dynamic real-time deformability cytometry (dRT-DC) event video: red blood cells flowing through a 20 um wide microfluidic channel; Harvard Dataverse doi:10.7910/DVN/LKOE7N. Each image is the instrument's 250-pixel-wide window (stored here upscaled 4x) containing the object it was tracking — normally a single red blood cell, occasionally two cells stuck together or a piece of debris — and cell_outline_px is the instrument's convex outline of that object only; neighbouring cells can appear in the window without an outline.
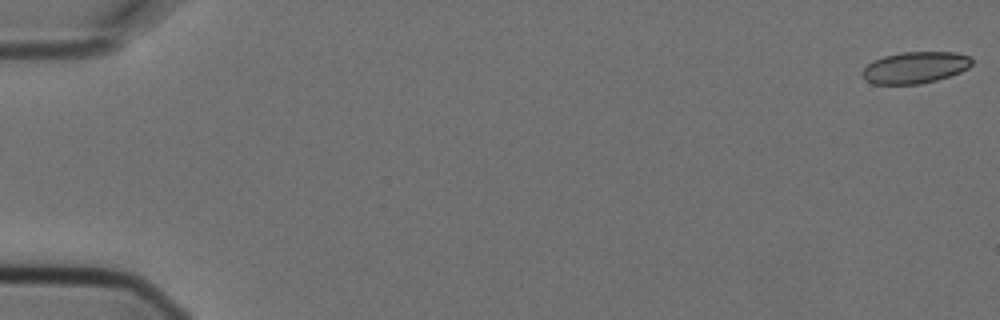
{"species": "Egyptian fruit bat (a non-hibernating species)", "species_latin": "Rousettus aegyptiacus", "temperature_condition": "cold", "stored_images_in_passage": 3, "camera_frame_rate_fps": 3000, "um_per_image_px": 0.085, "animal": {"sex": "female"}, "frame": {"image": 1, "passage_image": 1, "time_ms": 0.0, "image_size_px": [1000, 320], "cell_outline_px": [[972, 64], [968, 68], [960, 72], [936, 80], [920, 84], [872, 84], [864, 80], [860, 72], [872, 60], [884, 56], [904, 52], [956, 52], [972, 56]], "centroid_in_image_um": [77.77, 5.74], "position_along_channel_um": 7.2, "area_um2": 20.35}}